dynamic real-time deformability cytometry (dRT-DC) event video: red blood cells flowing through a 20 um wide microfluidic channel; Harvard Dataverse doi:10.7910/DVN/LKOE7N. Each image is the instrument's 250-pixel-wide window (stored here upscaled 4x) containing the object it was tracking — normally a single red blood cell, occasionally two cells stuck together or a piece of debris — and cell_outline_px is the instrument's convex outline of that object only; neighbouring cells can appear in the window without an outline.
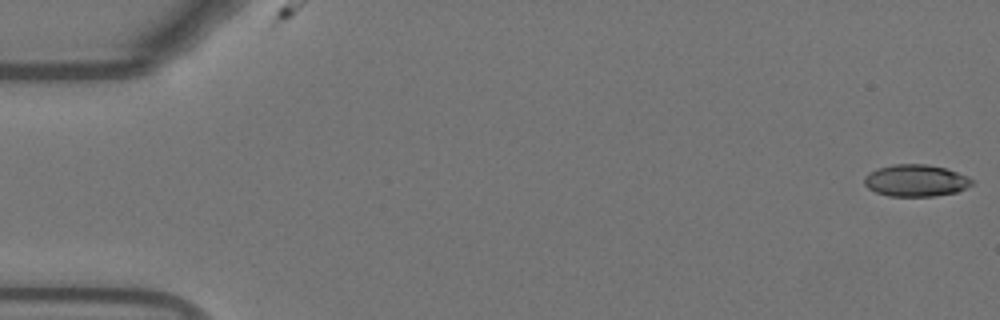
{"species": "Egyptian fruit bat (a non-hibernating species)", "species_latin": "Rousettus aegyptiacus", "temperature_condition": "warm", "stored_images_in_passage": 54, "camera_frame_rate_fps": 3000, "um_per_image_px": 0.085, "animal": {"sex": "female"}, "frame": {"image": 1, "passage_image": 1, "time_ms": 0.0, "image_size_px": [1000, 320], "cell_outline_px": [[972, 184], [956, 192], [936, 196], [888, 196], [876, 192], [868, 188], [864, 184], [864, 176], [868, 172], [876, 168], [892, 164], [928, 164], [944, 168], [968, 176], [972, 180]], "centroid_in_image_um": [77.79, 15.34], "position_along_channel_um": 7.2, "area_um2": 20.06}}
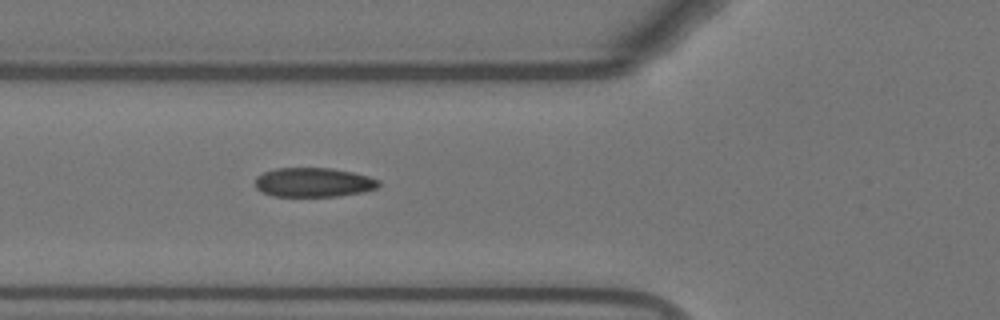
{"frame": {"image": 2, "passage_image": 20, "time_ms": 6.333, "image_size_px": [1000, 320], "cell_outline_px": [[380, 184], [376, 188], [364, 192], [336, 196], [272, 196], [260, 192], [256, 188], [256, 176], [264, 172], [276, 168], [332, 168], [352, 172], [368, 176], [380, 180]], "centroid_in_image_um": [26.64, 15.5], "position_along_channel_um": 99.2, "area_um2": 21.15}}
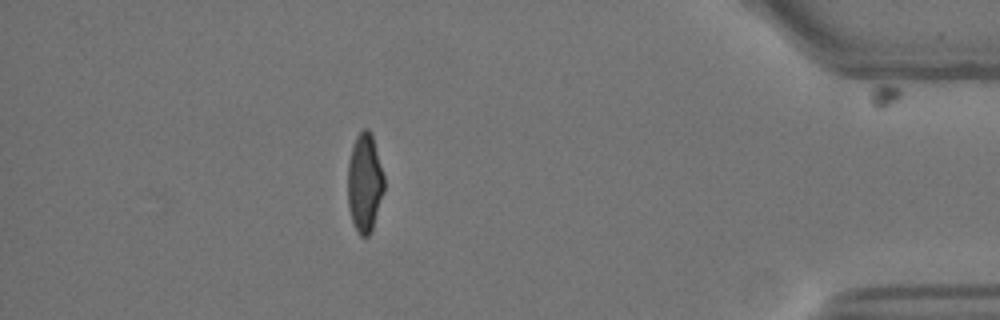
{"frame": {"image": 3, "passage_image": 48, "time_ms": 15.667, "image_size_px": [1000, 320], "cell_outline_px": [[384, 192], [372, 232], [368, 236], [360, 236], [352, 220], [348, 208], [348, 160], [356, 136], [364, 128], [368, 128], [372, 132], [384, 176]], "centroid_in_image_um": [31.01, 15.53], "position_along_channel_um": 404.2, "area_um2": 21.15}, "authors_computed_cell_mechanics": {"area_um2": 21.1259, "velocity_mm_per_s": 3.7563, "shape_relaxation_time_tau1_ms": 6.7504, "shape_relaxation_time_tau2_ms": 0.9165, "deformation_change_tau1": 0.2086, "deformation_change_tau2": 0.0771}}